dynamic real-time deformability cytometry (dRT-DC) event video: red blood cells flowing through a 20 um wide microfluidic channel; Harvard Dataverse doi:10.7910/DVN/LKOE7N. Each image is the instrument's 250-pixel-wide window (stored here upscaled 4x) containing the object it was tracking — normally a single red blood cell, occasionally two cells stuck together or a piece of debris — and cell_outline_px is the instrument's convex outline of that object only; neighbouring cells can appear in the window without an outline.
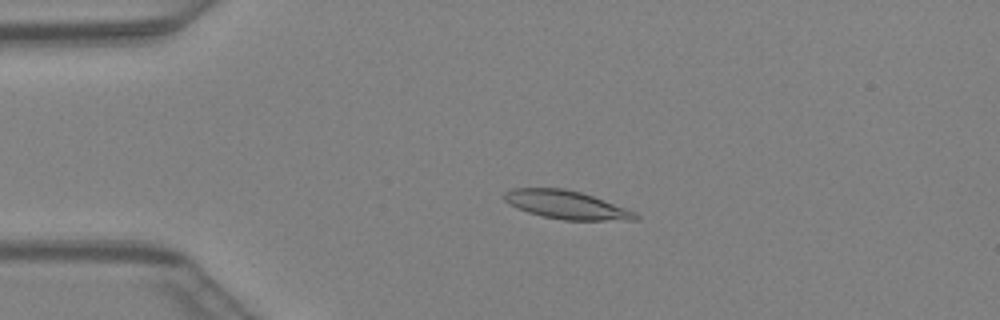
{"species": "Egyptian fruit bat (a non-hibernating species)", "species_latin": "Rousettus aegyptiacus", "temperature_condition": "warm", "stored_images_in_passage": 37, "camera_frame_rate_fps": 3000, "um_per_image_px": 0.085, "animal": {"sex": "female"}, "frame": {"image": 1, "passage_image": 3, "time_ms": 0.667, "image_size_px": [1000, 320], "cell_outline_px": [[640, 220], [564, 220], [544, 216], [528, 212], [516, 208], [508, 204], [504, 200], [504, 192], [512, 188], [564, 188], [580, 192], [592, 196], [636, 212], [640, 216]], "centroid_in_image_um": [48.13, 17.41], "position_along_channel_um": 36.9, "area_um2": 21.56}}
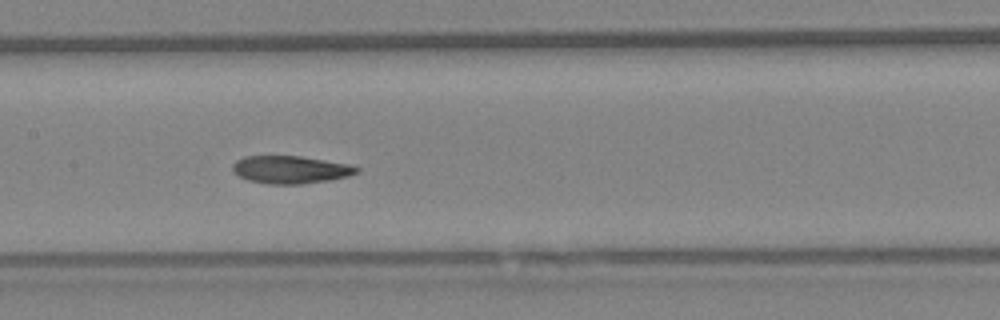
{"frame": {"image": 2, "passage_image": 15, "time_ms": 4.667, "image_size_px": [1000, 320], "cell_outline_px": [[360, 172], [348, 176], [332, 180], [304, 184], [268, 184], [248, 180], [240, 176], [232, 168], [232, 164], [236, 160], [244, 156], [300, 156], [348, 164], [360, 168]], "centroid_in_image_um": [24.72, 14.42], "position_along_channel_um": 182.7, "area_um2": 20.06}}
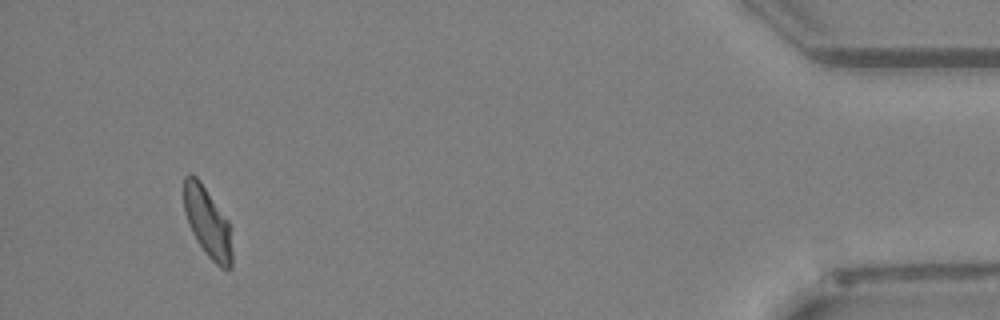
{"frame": {"image": 3, "passage_image": 35, "time_ms": 11.333, "image_size_px": [1000, 320], "cell_outline_px": [[232, 268], [228, 272], [220, 268], [208, 256], [192, 232], [188, 224], [184, 212], [184, 176], [188, 172], [192, 172], [200, 180], [228, 220], [232, 252]], "centroid_in_image_um": [17.64, 18.89], "position_along_channel_um": 417.6, "area_um2": 19.77}}